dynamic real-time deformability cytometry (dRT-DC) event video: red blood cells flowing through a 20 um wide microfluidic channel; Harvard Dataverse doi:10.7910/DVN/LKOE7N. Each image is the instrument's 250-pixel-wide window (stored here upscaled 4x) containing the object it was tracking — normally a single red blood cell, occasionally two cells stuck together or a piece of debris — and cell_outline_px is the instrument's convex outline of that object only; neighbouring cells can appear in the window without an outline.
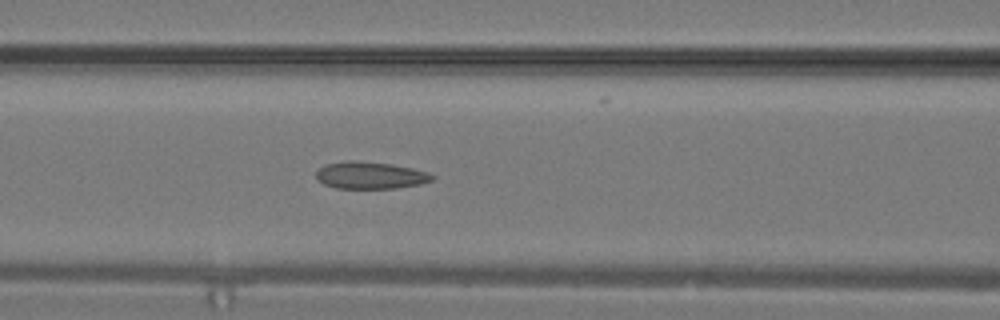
{"species": "common noctule bat (a hibernating species)", "species_latin": "Nyctalus noctula", "temperature_condition": "warm", "stored_images_in_passage": 15, "camera_frame_rate_fps": 3000, "um_per_image_px": 0.085, "animal": {"sex": "male", "body_mass_g": 19.2, "forearm_length_mm": 51.8}, "frame": {"image": 1, "passage_image": 13, "time_ms": 4.0, "image_size_px": [1000, 320], "cell_outline_px": [[436, 176], [432, 180], [420, 184], [396, 188], [336, 188], [324, 184], [316, 180], [316, 172], [320, 168], [328, 164], [348, 160], [356, 160], [392, 164], [412, 168], [428, 172]], "centroid_in_image_um": [31.48, 14.9], "position_along_channel_um": 135.1, "area_um2": 18.32}}
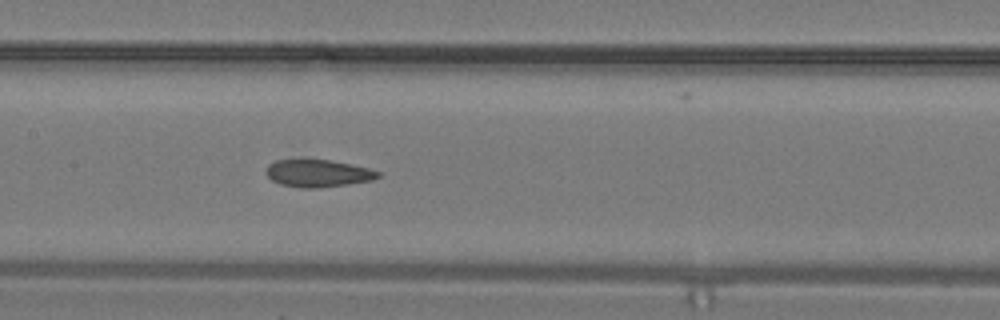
{"frame": {"image": 2, "passage_image": 15, "time_ms": 4.667, "image_size_px": [1000, 320], "cell_outline_px": [[380, 176], [372, 180], [348, 184], [320, 188], [300, 188], [280, 184], [272, 180], [264, 172], [268, 164], [276, 160], [328, 160], [368, 168], [380, 172]], "centroid_in_image_um": [26.99, 14.74], "position_along_channel_um": 180.4, "area_um2": 17.74}}